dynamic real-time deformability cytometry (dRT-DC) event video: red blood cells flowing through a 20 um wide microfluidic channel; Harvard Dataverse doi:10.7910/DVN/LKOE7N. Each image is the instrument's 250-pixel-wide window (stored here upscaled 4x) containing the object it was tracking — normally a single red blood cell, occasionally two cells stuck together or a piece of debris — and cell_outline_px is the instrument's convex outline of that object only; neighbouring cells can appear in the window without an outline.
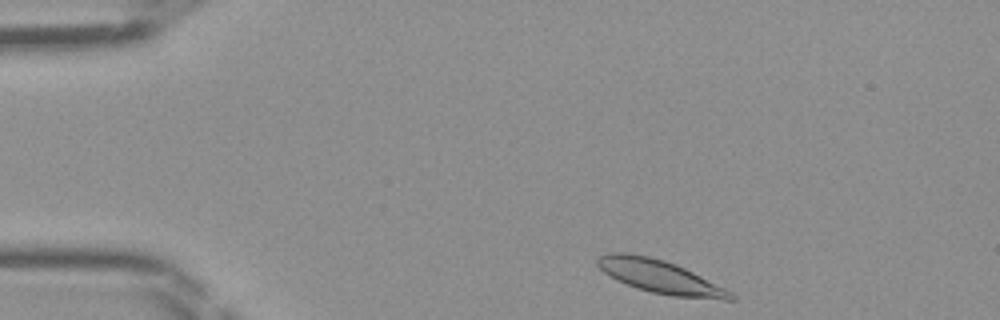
{"species": "Egyptian fruit bat (a non-hibernating species)", "species_latin": "Rousettus aegyptiacus", "temperature_condition": "room temperature", "stored_images_in_passage": 40, "camera_frame_rate_fps": 3000, "um_per_image_px": 0.085, "frame": {"image": 1, "passage_image": 1, "time_ms": 0.0, "image_size_px": [1000, 320], "cell_outline_px": [[736, 300], [724, 300], [672, 296], [652, 292], [636, 288], [616, 280], [604, 272], [596, 264], [596, 260], [600, 256], [612, 252], [624, 252], [648, 256], [664, 260], [676, 264], [732, 292], [736, 296]], "centroid_in_image_um": [56.1, 23.52], "position_along_channel_um": 28.9, "area_um2": 25.55}}
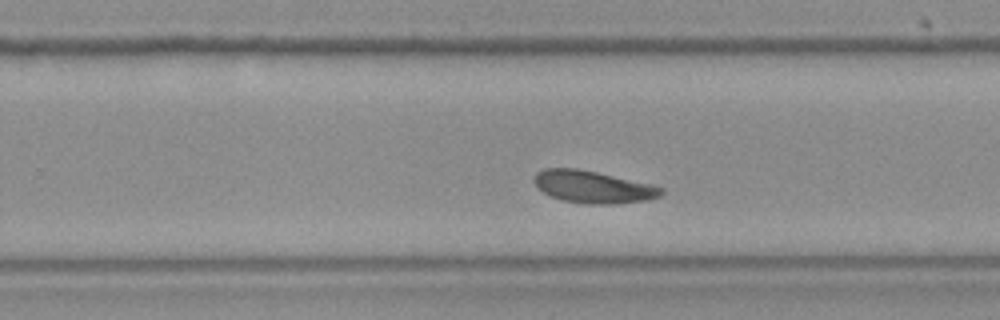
{"frame": {"image": 2, "passage_image": 23, "time_ms": 7.333, "image_size_px": [1000, 320], "cell_outline_px": [[664, 192], [660, 196], [648, 200], [616, 204], [588, 204], [564, 200], [548, 196], [536, 188], [532, 180], [536, 172], [544, 168], [576, 168], [596, 172], [652, 184], [664, 188]], "centroid_in_image_um": [50.38, 15.89], "position_along_channel_um": 279.4, "area_um2": 24.16}}
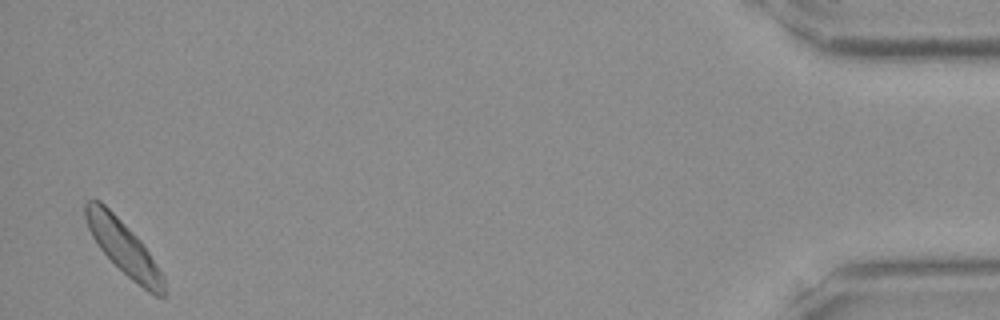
{"frame": {"image": 3, "passage_image": 39, "time_ms": 12.667, "image_size_px": [1000, 320], "cell_outline_px": [[164, 296], [156, 296], [148, 292], [132, 280], [100, 248], [92, 236], [88, 228], [84, 216], [84, 200], [100, 200], [140, 240], [164, 276]], "centroid_in_image_um": [10.48, 21.02], "position_along_channel_um": 424.7, "area_um2": 23.87}}